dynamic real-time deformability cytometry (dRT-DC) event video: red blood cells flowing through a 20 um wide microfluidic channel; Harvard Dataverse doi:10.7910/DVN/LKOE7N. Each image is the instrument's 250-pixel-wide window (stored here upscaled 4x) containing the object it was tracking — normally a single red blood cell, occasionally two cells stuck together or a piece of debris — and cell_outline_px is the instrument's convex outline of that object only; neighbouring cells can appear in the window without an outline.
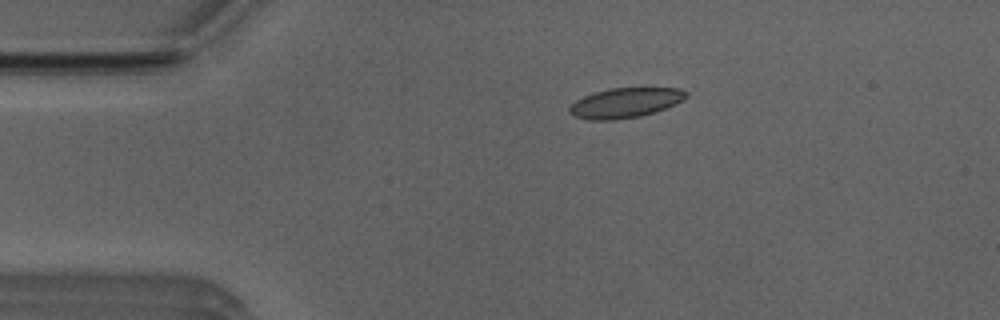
{"species": "Egyptian fruit bat (a non-hibernating species)", "species_latin": "Rousettus aegyptiacus", "temperature_condition": "room temperature", "stored_images_in_passage": 46, "camera_frame_rate_fps": 3000, "um_per_image_px": 0.085, "animal": {"sex": "male"}, "frame": {"image": 1, "passage_image": 4, "time_ms": 1.0, "image_size_px": [1000, 320], "cell_outline_px": [[688, 96], [684, 100], [676, 104], [640, 116], [612, 120], [588, 120], [576, 116], [568, 112], [568, 108], [576, 100], [584, 96], [596, 92], [612, 88], [644, 84], [680, 88], [688, 92]], "centroid_in_image_um": [53.24, 8.67], "position_along_channel_um": 31.8, "area_um2": 21.15}}
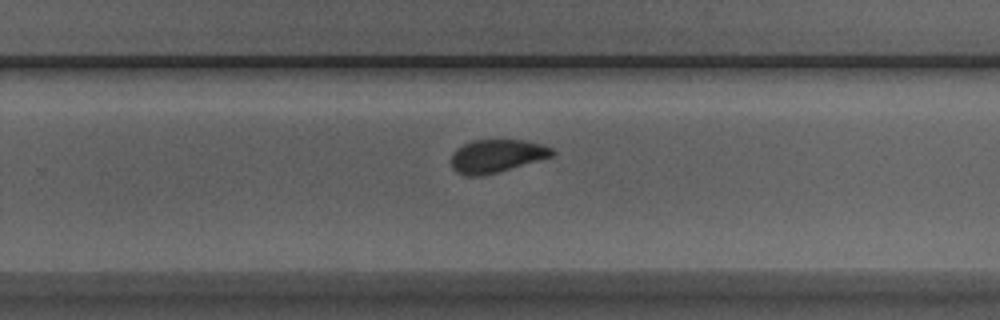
{"frame": {"image": 2, "passage_image": 27, "time_ms": 8.667, "image_size_px": [1000, 320], "cell_outline_px": [[556, 152], [552, 156], [496, 172], [480, 176], [464, 176], [456, 172], [452, 168], [452, 152], [456, 148], [472, 140], [524, 140], [540, 144], [552, 148]], "centroid_in_image_um": [42.17, 13.25], "position_along_channel_um": 287.6, "area_um2": 19.25}}
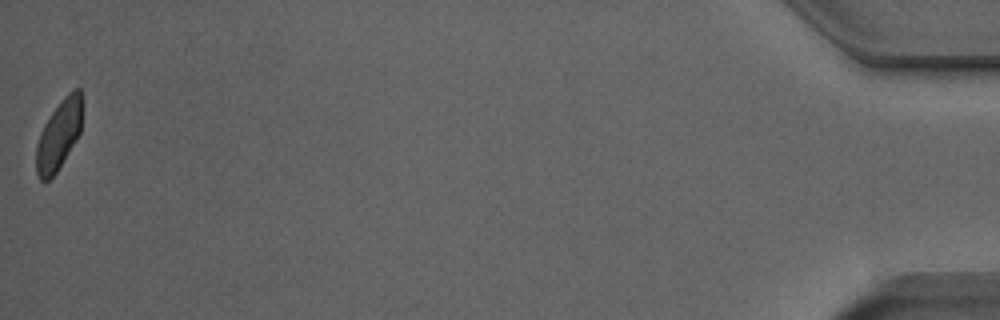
{"frame": {"image": 3, "passage_image": 46, "time_ms": 15.0, "image_size_px": [1000, 320], "cell_outline_px": [[80, 132], [56, 172], [48, 180], [40, 180], [36, 172], [36, 144], [40, 132], [44, 124], [52, 112], [64, 96], [68, 92], [76, 88], [80, 88]], "centroid_in_image_um": [4.95, 11.48], "position_along_channel_um": 430.2, "area_um2": 18.03}, "authors_computed_cell_mechanics": {"area_um2": 20.1144, "velocity_mm_per_s": 3.8988, "shape_relaxation_time_tau1_ms": 4.7701, "shape_relaxation_time_tau2_ms": 1.092, "deformation_change_tau1": 0.1027, "deformation_change_tau2": 0.072}}